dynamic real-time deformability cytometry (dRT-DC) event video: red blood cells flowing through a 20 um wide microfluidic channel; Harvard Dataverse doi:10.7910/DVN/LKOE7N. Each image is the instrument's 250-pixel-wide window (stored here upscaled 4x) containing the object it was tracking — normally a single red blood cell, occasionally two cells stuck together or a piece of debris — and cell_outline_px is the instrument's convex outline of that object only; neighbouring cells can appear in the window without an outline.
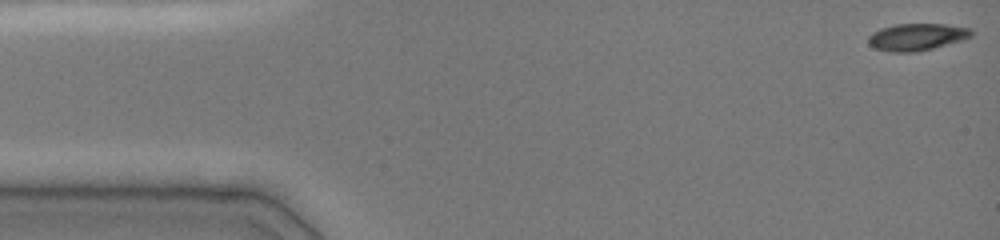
{"species": "common noctule bat (a hibernating species)", "species_latin": "Nyctalus noctula", "temperature_condition": "cold", "stored_images_in_passage": 32, "camera_frame_rate_fps": 3000, "um_per_image_px": 0.085, "animal": {"sex": "female", "body_mass_g": 19.0, "forearm_length_mm": 51.5}, "frame": {"image": 1, "passage_image": 1, "time_ms": 0.0, "image_size_px": [1000, 240], "cell_outline_px": [[972, 36], [960, 40], [932, 48], [916, 52], [888, 52], [876, 48], [868, 44], [868, 36], [872, 32], [880, 28], [896, 24], [944, 24], [972, 28]], "centroid_in_image_um": [77.89, 3.13], "position_along_channel_um": 7.1, "area_um2": 16.18}}
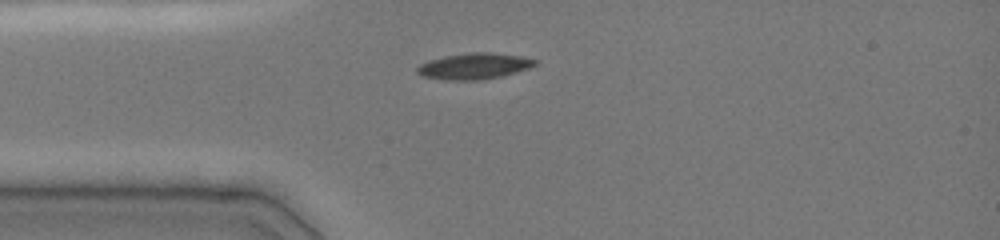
{"frame": {"image": 2, "passage_image": 26, "time_ms": 3.667, "image_size_px": [1000, 240], "cell_outline_px": [[540, 64], [516, 72], [500, 76], [476, 80], [448, 80], [424, 76], [416, 72], [416, 68], [420, 64], [428, 60], [444, 56], [468, 52], [492, 52], [520, 56], [540, 60]], "centroid_in_image_um": [40.34, 5.6], "position_along_channel_um": 44.7, "area_um2": 17.98}}